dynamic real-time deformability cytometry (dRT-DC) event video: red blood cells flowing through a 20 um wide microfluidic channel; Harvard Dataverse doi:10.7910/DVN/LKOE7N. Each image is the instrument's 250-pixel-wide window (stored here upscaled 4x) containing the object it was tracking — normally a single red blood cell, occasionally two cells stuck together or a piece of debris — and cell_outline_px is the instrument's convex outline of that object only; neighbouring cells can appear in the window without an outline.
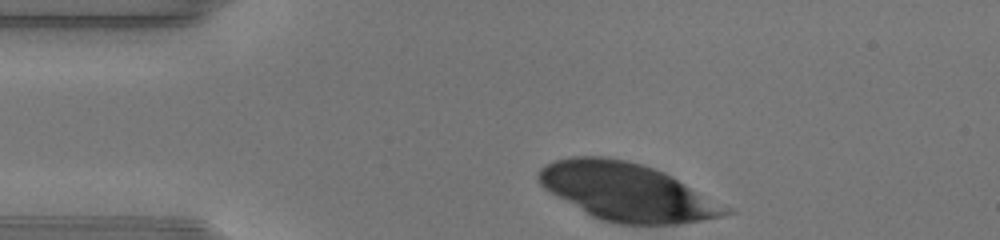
{"species": "human", "species_latin": "Homo sapiens", "temperature_condition": "warm", "stored_images_in_passage": 12, "camera_frame_rate_fps": 3000, "um_per_image_px": 0.085, "donor": {"sex": "male"}, "frame": {"image": 1, "passage_image": 1, "time_ms": 0.0, "image_size_px": [1000, 240], "cell_outline_px": [[736, 212], [724, 216], [680, 224], [616, 224], [600, 220], [592, 216], [548, 192], [540, 184], [536, 176], [536, 172], [544, 164], [552, 160], [572, 156], [604, 156], [628, 160], [664, 172], [672, 176], [732, 208]], "centroid_in_image_um": [53.27, 16.31], "position_along_channel_um": 31.7, "area_um2": 63.35}}